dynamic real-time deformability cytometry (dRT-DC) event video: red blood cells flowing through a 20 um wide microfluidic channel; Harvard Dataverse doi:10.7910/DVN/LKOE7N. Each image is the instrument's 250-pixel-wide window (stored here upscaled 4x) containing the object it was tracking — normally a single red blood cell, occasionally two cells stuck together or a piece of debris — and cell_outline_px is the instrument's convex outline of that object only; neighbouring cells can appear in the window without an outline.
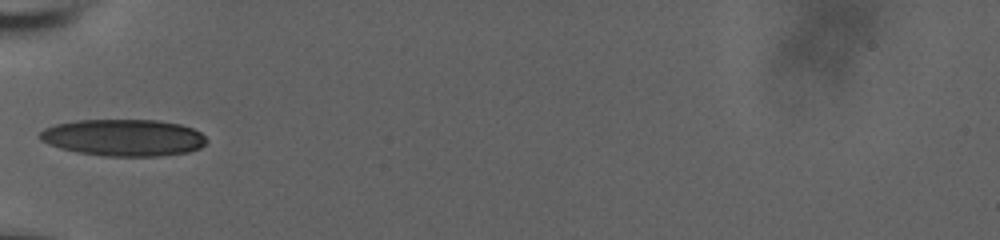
{"species": "human", "species_latin": "Homo sapiens", "temperature_condition": "room temperature", "stored_images_in_passage": 36, "camera_frame_rate_fps": 3000, "um_per_image_px": 0.085, "donor": {"sex": "male"}, "frame": {"image": 1, "passage_image": 1, "time_ms": 0.0, "image_size_px": [1000, 240], "cell_outline_px": [[208, 140], [200, 148], [188, 152], [160, 156], [104, 156], [76, 152], [60, 148], [48, 144], [40, 140], [36, 136], [44, 128], [56, 124], [76, 120], [160, 120], [180, 124], [192, 128], [200, 132]], "centroid_in_image_um": [10.48, 11.7], "position_along_channel_um": 74.5, "area_um2": 36.01}}
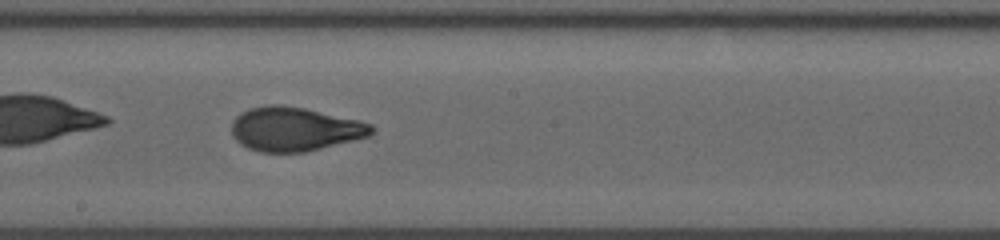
{"frame": {"image": 2, "passage_image": 13, "time_ms": 4.0, "image_size_px": [1000, 240], "cell_outline_px": [[376, 128], [368, 136], [304, 152], [260, 152], [248, 148], [240, 144], [232, 136], [232, 120], [240, 112], [248, 108], [272, 104], [280, 104], [304, 108], [360, 120], [372, 124]], "centroid_in_image_um": [25.01, 10.96], "position_along_channel_um": 223.2, "area_um2": 35.89}}
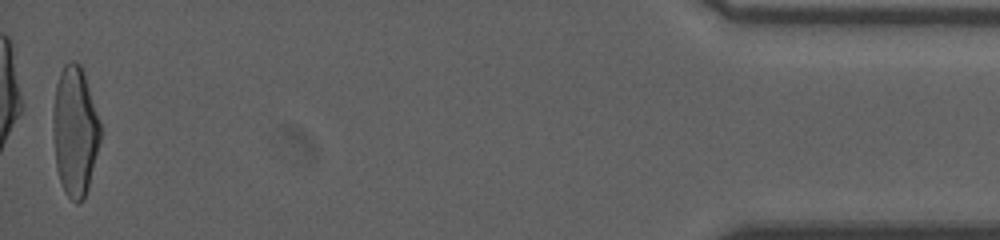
{"frame": {"image": 3, "passage_image": 36, "time_ms": 11.667, "image_size_px": [1000, 240], "cell_outline_px": [[100, 140], [88, 188], [84, 200], [80, 204], [76, 204], [64, 192], [56, 168], [52, 132], [52, 112], [56, 84], [60, 72], [64, 64], [68, 60], [72, 60], [80, 64], [84, 72], [100, 124]], "centroid_in_image_um": [6.34, 11.15], "position_along_channel_um": 428.9, "area_um2": 36.01}, "authors_computed_cell_mechanics": {"area_um2": 35.4025, "velocity_mm_per_s": 3.7413, "shape_relaxation_time_tau1_ms": 6.297, "shape_relaxation_time_tau2_ms": 0.8492, "deformation_change_tau1": 0.2292, "deformation_change_tau2": 0.0659}}